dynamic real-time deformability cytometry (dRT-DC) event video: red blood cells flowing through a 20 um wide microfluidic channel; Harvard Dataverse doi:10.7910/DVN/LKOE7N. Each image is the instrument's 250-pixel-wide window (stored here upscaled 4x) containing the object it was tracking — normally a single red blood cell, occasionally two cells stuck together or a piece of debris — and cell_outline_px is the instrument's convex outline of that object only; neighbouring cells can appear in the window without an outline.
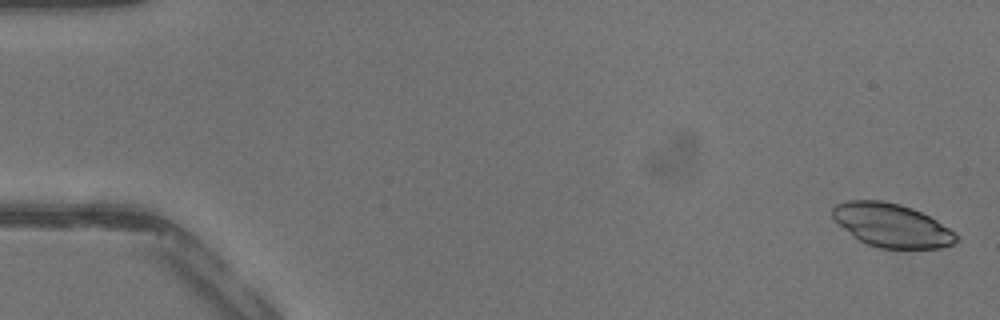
{"species": "common noctule bat (a hibernating species)", "species_latin": "Nyctalus noctula", "temperature_condition": "warm", "stored_images_in_passage": 42, "camera_frame_rate_fps": 3000, "um_per_image_px": 0.085, "animal": {"sex": "male", "body_mass_g": 13.3}, "frame": {"image": 1, "passage_image": 1, "time_ms": 0.0, "image_size_px": [1000, 320], "cell_outline_px": [[960, 240], [952, 244], [940, 248], [880, 248], [868, 244], [852, 236], [832, 216], [832, 208], [836, 204], [848, 200], [880, 200], [900, 204], [912, 208], [936, 220], [956, 232], [960, 236]], "centroid_in_image_um": [75.83, 19.15], "position_along_channel_um": 9.2, "area_um2": 31.27}}
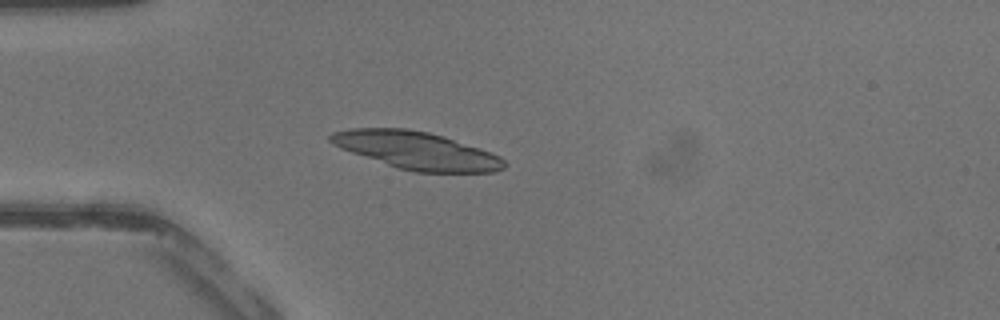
{"frame": {"image": 2, "passage_image": 12, "time_ms": 3.667, "image_size_px": [1000, 320], "cell_outline_px": [[504, 168], [496, 172], [416, 172], [396, 168], [340, 148], [332, 144], [328, 140], [328, 136], [332, 132], [352, 128], [404, 128], [428, 132], [444, 136], [480, 148], [500, 156], [504, 160]], "centroid_in_image_um": [35.38, 12.79], "position_along_channel_um": 49.6, "area_um2": 38.03}}